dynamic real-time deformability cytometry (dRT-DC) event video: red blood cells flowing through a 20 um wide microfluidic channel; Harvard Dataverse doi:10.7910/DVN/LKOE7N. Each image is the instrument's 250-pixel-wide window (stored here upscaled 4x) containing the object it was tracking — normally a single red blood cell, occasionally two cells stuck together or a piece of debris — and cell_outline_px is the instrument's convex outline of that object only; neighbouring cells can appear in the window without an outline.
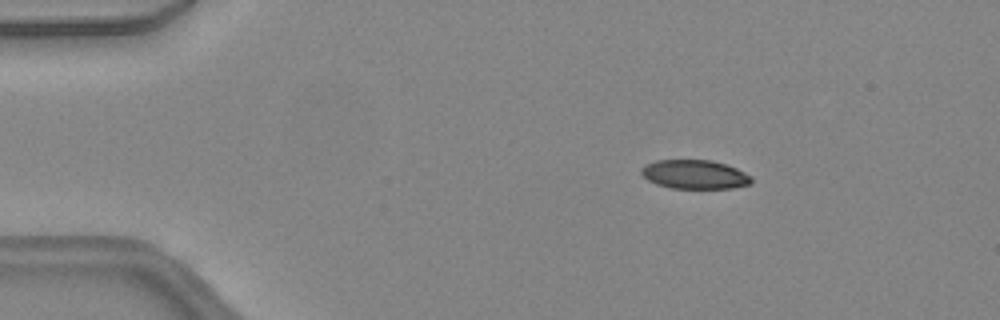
{"species": "common noctule bat (a hibernating species)", "species_latin": "Nyctalus noctula", "temperature_condition": "warm", "stored_images_in_passage": 40, "camera_frame_rate_fps": 3000, "um_per_image_px": 0.085, "animal": {"sex": "female", "body_mass_g": 24.6, "forearm_length_mm": 56.2}, "frame": {"image": 1, "passage_image": 1, "time_ms": 0.0, "image_size_px": [1000, 320], "cell_outline_px": [[752, 184], [732, 188], [672, 188], [656, 184], [648, 180], [640, 172], [640, 168], [644, 164], [656, 160], [712, 160], [736, 168], [752, 176]], "centroid_in_image_um": [59.04, 14.82], "position_along_channel_um": 26.0, "area_um2": 18.67}}
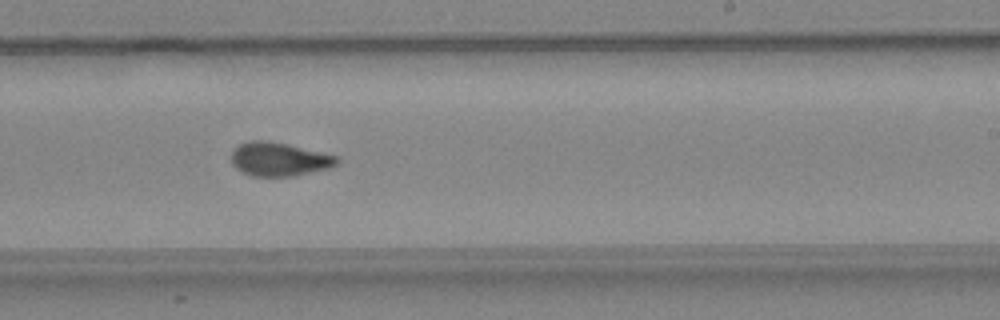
{"frame": {"image": 2, "passage_image": 22, "time_ms": 7.0, "image_size_px": [1000, 320], "cell_outline_px": [[340, 160], [336, 164], [328, 168], [296, 176], [252, 176], [240, 172], [232, 164], [232, 152], [240, 144], [248, 140], [268, 140], [288, 144], [340, 156]], "centroid_in_image_um": [23.74, 13.53], "position_along_channel_um": 265.3, "area_um2": 20.92}}
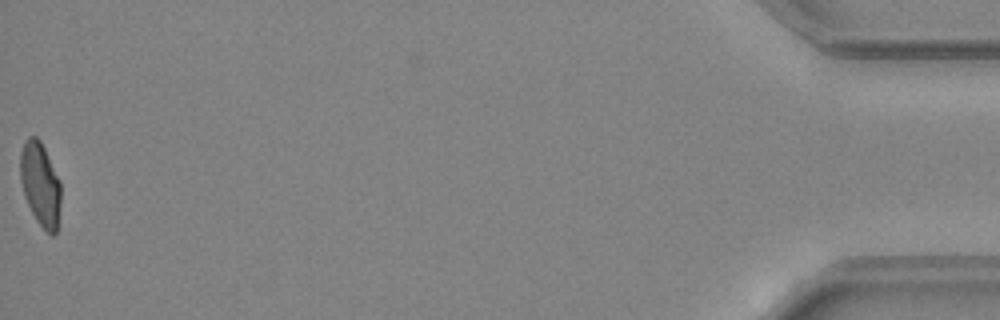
{"frame": {"image": 3, "passage_image": 40, "time_ms": 13.0, "image_size_px": [1000, 320], "cell_outline_px": [[60, 204], [56, 232], [52, 236], [36, 220], [24, 196], [20, 180], [20, 152], [24, 140], [28, 136], [36, 136], [40, 140], [60, 180]], "centroid_in_image_um": [3.41, 15.62], "position_along_channel_um": 431.8, "area_um2": 19.71}, "authors_computed_cell_mechanics": {"area_um2": 20.4612, "velocity_mm_per_s": 4.4625, "shape_relaxation_time_tau1_ms": null, "shape_relaxation_time_tau2_ms": 1.3011, "deformation_change_tau1": null, "deformation_change_tau2": 0.0651}}